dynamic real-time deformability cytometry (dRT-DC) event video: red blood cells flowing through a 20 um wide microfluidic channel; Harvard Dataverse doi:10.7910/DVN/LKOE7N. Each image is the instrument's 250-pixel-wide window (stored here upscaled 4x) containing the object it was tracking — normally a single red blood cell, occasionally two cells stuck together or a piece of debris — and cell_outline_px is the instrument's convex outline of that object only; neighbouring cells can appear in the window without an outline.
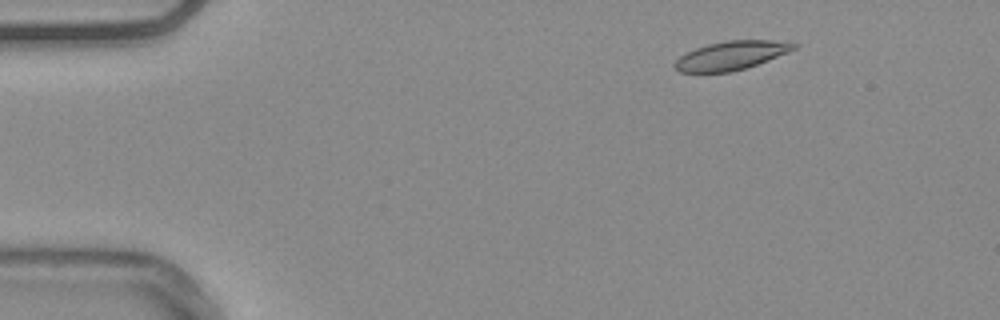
{"species": "common noctule bat (a hibernating species)", "species_latin": "Nyctalus noctula", "temperature_condition": "warm", "stored_images_in_passage": 48, "camera_frame_rate_fps": 3000, "um_per_image_px": 0.085, "animal": {"sex": "male", "body_mass_g": 20.4}, "frame": {"image": 1, "passage_image": 1, "time_ms": 0.0, "image_size_px": [1000, 320], "cell_outline_px": [[800, 44], [796, 48], [788, 52], [768, 60], [744, 68], [728, 72], [680, 72], [672, 64], [680, 56], [696, 48], [708, 44], [728, 40], [772, 40]], "centroid_in_image_um": [62.15, 4.71], "position_along_channel_um": 22.8, "area_um2": 19.65}}
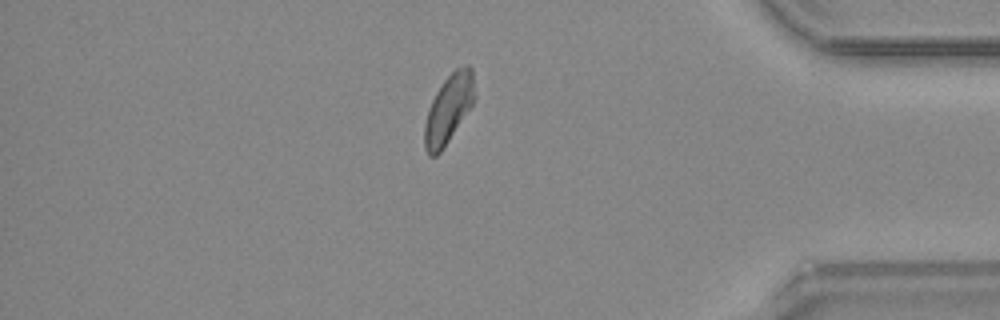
{"frame": {"image": 2, "passage_image": 40, "time_ms": 13.0, "image_size_px": [1000, 320], "cell_outline_px": [[476, 96], [472, 104], [440, 152], [436, 156], [428, 156], [424, 148], [424, 124], [428, 108], [436, 92], [444, 80], [456, 68], [464, 64], [468, 64], [472, 68]], "centroid_in_image_um": [38.12, 9.23], "position_along_channel_um": 397.1, "area_um2": 19.88}}
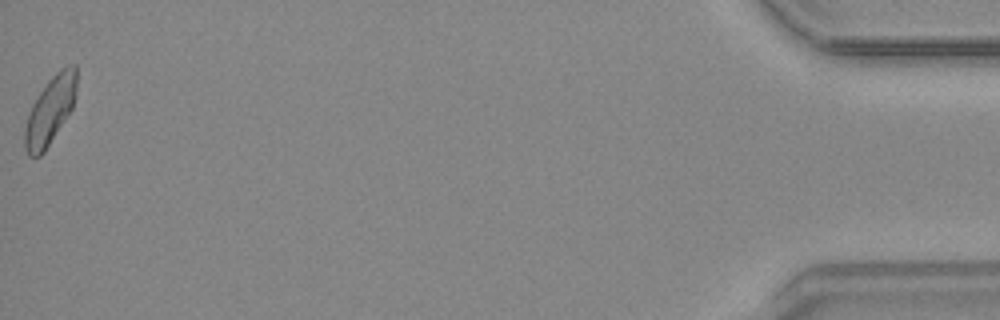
{"frame": {"image": 3, "passage_image": 48, "time_ms": 15.667, "image_size_px": [1000, 320], "cell_outline_px": [[76, 96], [72, 108], [44, 152], [40, 156], [28, 156], [24, 148], [24, 128], [28, 112], [32, 104], [48, 80], [60, 68], [68, 64], [76, 64]], "centroid_in_image_um": [4.25, 9.37], "position_along_channel_um": 431.0, "area_um2": 20.46}, "authors_computed_cell_mechanics": {"area_um2": 20.0277, "velocity_mm_per_s": 3.7413, "shape_relaxation_time_tau1_ms": 10.7811, "shape_relaxation_time_tau2_ms": 5.6727, "deformation_change_tau1": 0.1818, "deformation_change_tau2": 0.1258}}